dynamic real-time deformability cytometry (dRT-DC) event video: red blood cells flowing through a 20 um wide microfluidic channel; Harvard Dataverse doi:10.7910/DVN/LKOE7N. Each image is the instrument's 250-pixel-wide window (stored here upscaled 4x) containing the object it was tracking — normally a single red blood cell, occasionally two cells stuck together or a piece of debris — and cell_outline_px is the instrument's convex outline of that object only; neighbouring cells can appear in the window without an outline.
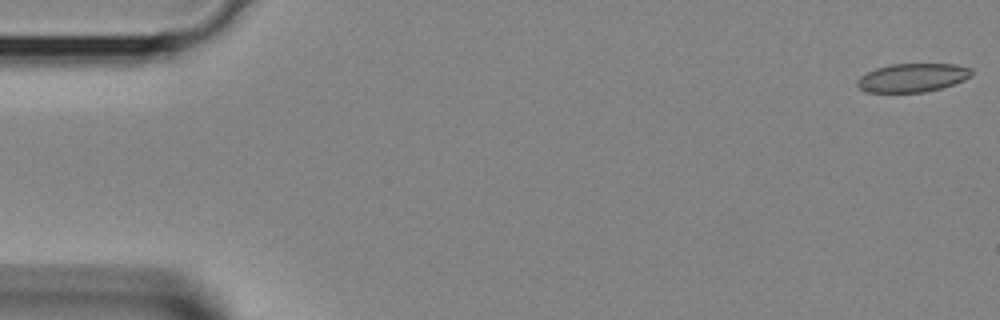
{"species": "Egyptian fruit bat (a non-hibernating species)", "species_latin": "Rousettus aegyptiacus", "temperature_condition": "room temperature", "stored_images_in_passage": 39, "camera_frame_rate_fps": 3000, "um_per_image_px": 0.085, "animal": {"sex": "female"}, "frame": {"image": 1, "passage_image": 1, "time_ms": 0.0, "image_size_px": [1000, 320], "cell_outline_px": [[972, 76], [964, 80], [940, 88], [924, 92], [864, 92], [856, 84], [856, 80], [860, 76], [876, 68], [892, 64], [956, 64], [972, 68]], "centroid_in_image_um": [77.56, 6.6], "position_along_channel_um": 7.4, "area_um2": 19.02}}
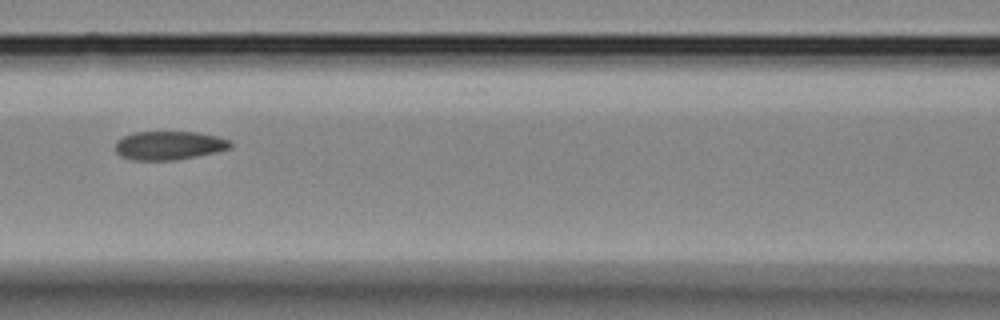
{"frame": {"image": 2, "passage_image": 17, "time_ms": 5.333, "image_size_px": [1000, 320], "cell_outline_px": [[232, 148], [216, 152], [176, 160], [132, 160], [120, 156], [116, 152], [116, 140], [132, 132], [196, 132], [216, 136], [228, 140], [232, 144]], "centroid_in_image_um": [14.35, 12.36], "position_along_channel_um": 152.3, "area_um2": 19.25}}
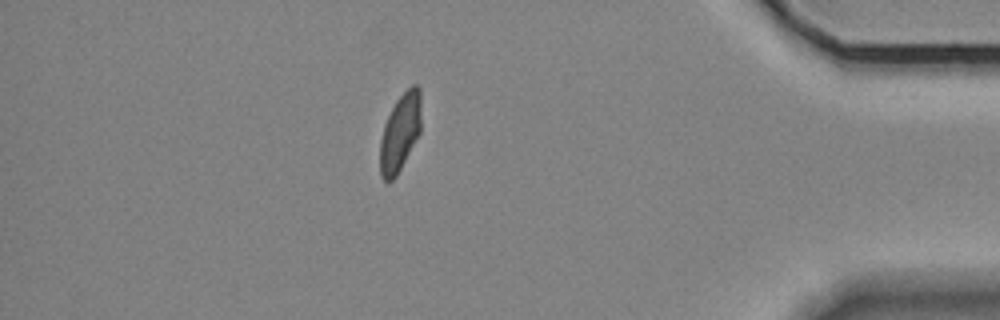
{"frame": {"image": 3, "passage_image": 34, "time_ms": 11.0, "image_size_px": [1000, 320], "cell_outline_px": [[420, 132], [396, 176], [392, 180], [384, 180], [380, 176], [380, 140], [384, 124], [396, 100], [412, 84], [416, 84], [420, 88]], "centroid_in_image_um": [34.0, 11.25], "position_along_channel_um": 401.2, "area_um2": 18.32}}